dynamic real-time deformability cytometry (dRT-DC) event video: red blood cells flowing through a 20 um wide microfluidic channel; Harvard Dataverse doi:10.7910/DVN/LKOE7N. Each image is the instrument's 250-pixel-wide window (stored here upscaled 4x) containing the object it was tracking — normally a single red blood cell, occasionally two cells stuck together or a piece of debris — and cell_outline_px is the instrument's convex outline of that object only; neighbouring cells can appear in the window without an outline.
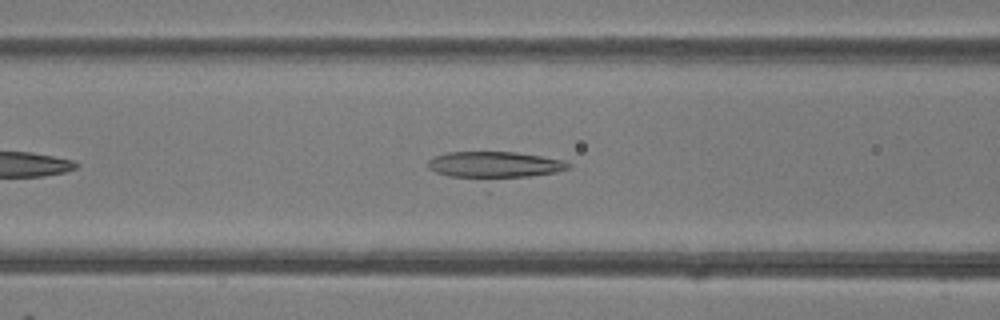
{"species": "common noctule bat (a hibernating species)", "species_latin": "Nyctalus noctula", "temperature_condition": "room temperature", "stored_images_in_passage": 18, "camera_frame_rate_fps": 3000, "um_per_image_px": 0.085, "animal": {"sex": "female"}, "frame": {"image": 1, "passage_image": 9, "time_ms": 2.667, "image_size_px": [1000, 320], "cell_outline_px": [[572, 164], [568, 168], [556, 172], [488, 192], [436, 172], [428, 168], [428, 160], [432, 156], [448, 152], [516, 152], [564, 160]], "centroid_in_image_um": [42.01, 14.27], "position_along_channel_um": 124.6, "area_um2": 26.65}}
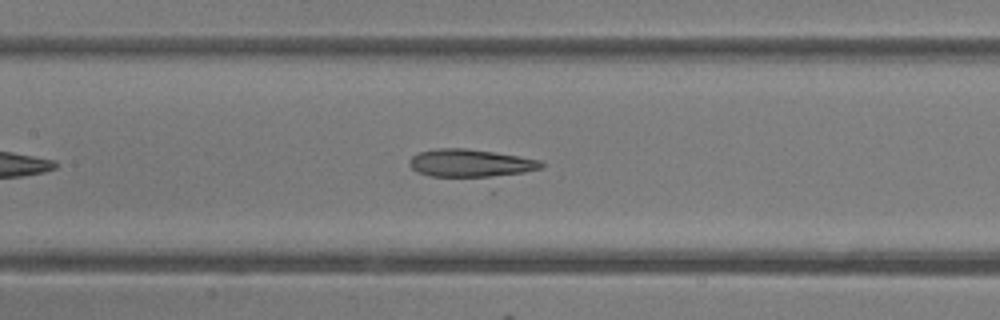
{"frame": {"image": 2, "passage_image": 12, "time_ms": 3.667, "image_size_px": [1000, 320], "cell_outline_px": [[544, 164], [540, 168], [524, 172], [484, 180], [428, 176], [416, 172], [408, 164], [408, 160], [412, 156], [420, 152], [436, 148], [464, 148], [496, 152], [520, 156], [540, 160]], "centroid_in_image_um": [39.98, 13.92], "position_along_channel_um": 167.4, "area_um2": 22.48}}
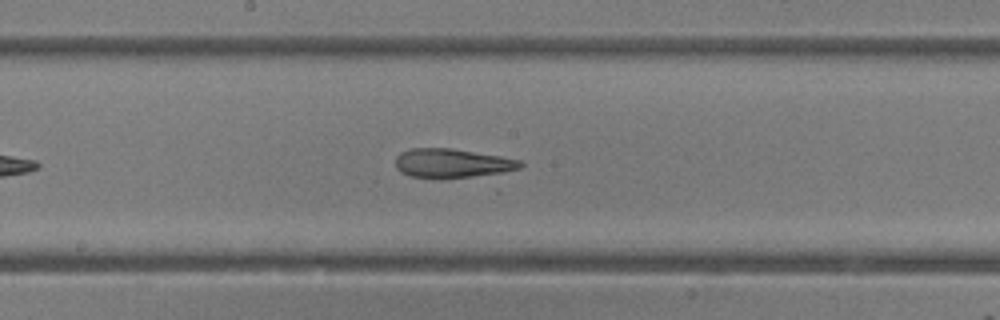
{"frame": {"image": 3, "passage_image": 15, "time_ms": 4.667, "image_size_px": [1000, 320], "cell_outline_px": [[524, 164], [520, 168], [496, 176], [444, 180], [408, 176], [400, 172], [396, 168], [396, 156], [400, 152], [408, 148], [452, 148], [500, 156], [520, 160]], "centroid_in_image_um": [38.48, 13.92], "position_along_channel_um": 209.7, "area_um2": 22.37}}